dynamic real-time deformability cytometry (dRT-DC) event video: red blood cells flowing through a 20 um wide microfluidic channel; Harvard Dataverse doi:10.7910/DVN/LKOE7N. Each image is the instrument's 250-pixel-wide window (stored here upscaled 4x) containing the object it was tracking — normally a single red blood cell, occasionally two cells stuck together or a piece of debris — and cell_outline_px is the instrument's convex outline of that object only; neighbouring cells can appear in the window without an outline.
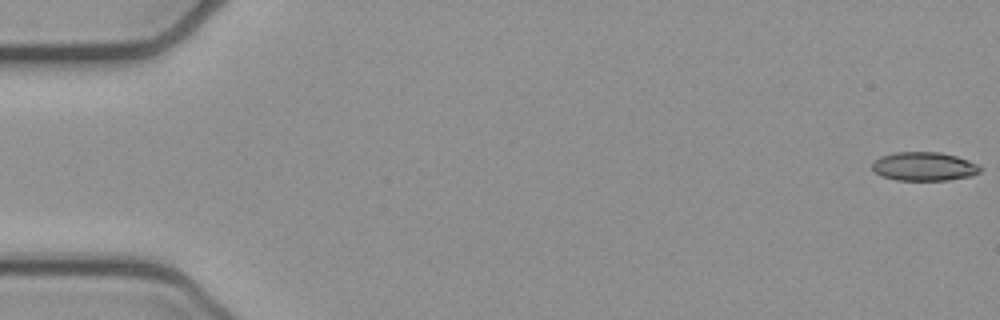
{"species": "common noctule bat (a hibernating species)", "species_latin": "Nyctalus noctula", "temperature_condition": "cold", "stored_images_in_passage": 52, "camera_frame_rate_fps": 3000, "um_per_image_px": 0.085, "animal": {"sex": "female", "body_mass_g": 21.9}, "frame": {"image": 1, "passage_image": 1, "time_ms": 0.0, "image_size_px": [1000, 320], "cell_outline_px": [[984, 168], [980, 172], [972, 176], [948, 180], [896, 180], [880, 176], [872, 168], [872, 160], [880, 156], [896, 152], [940, 152], [956, 156], [968, 160]], "centroid_in_image_um": [78.54, 14.15], "position_along_channel_um": 6.5, "area_um2": 18.26}}
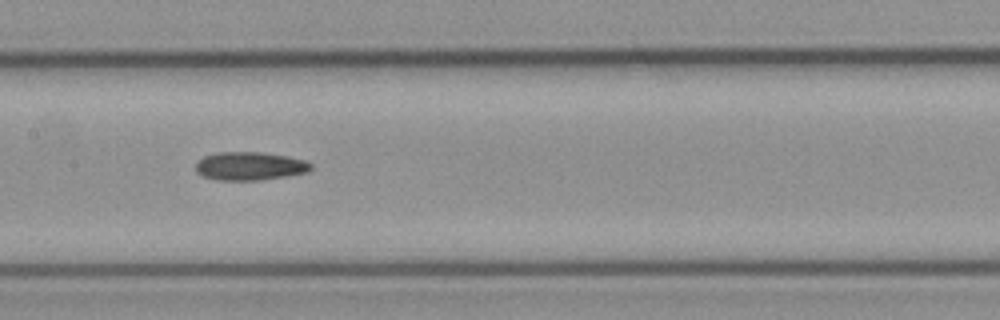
{"frame": {"image": 2, "passage_image": 26, "time_ms": 8.333, "image_size_px": [1000, 320], "cell_outline_px": [[312, 168], [308, 172], [260, 180], [216, 180], [204, 176], [196, 172], [196, 164], [204, 156], [216, 152], [260, 152], [288, 156], [304, 160], [312, 164]], "centroid_in_image_um": [21.23, 14.11], "position_along_channel_um": 186.2, "area_um2": 18.96}}
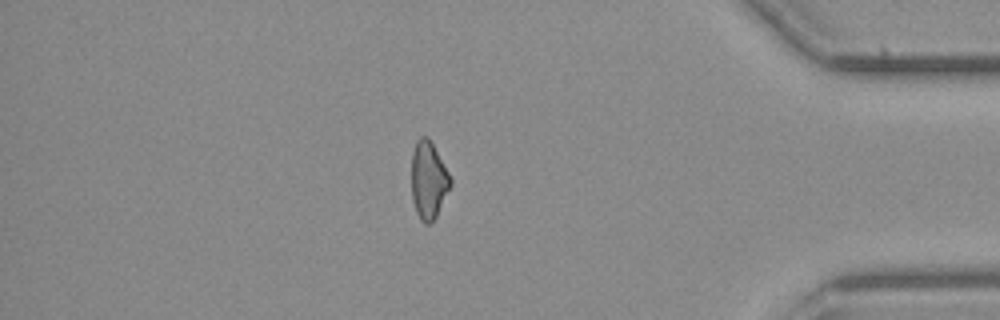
{"frame": {"image": 3, "passage_image": 45, "time_ms": 14.667, "image_size_px": [1000, 320], "cell_outline_px": [[452, 184], [436, 216], [428, 224], [424, 224], [420, 220], [416, 212], [412, 200], [412, 152], [416, 140], [420, 136], [428, 136], [448, 172], [452, 180]], "centroid_in_image_um": [36.41, 15.31], "position_along_channel_um": 398.8, "area_um2": 17.51}, "authors_computed_cell_mechanics": {"area_um2": 18.5249, "velocity_mm_per_s": 3.9388, "shape_relaxation_time_tau1_ms": null, "shape_relaxation_time_tau2_ms": 4.3506, "deformation_change_tau1": null, "deformation_change_tau2": 0.1318}}